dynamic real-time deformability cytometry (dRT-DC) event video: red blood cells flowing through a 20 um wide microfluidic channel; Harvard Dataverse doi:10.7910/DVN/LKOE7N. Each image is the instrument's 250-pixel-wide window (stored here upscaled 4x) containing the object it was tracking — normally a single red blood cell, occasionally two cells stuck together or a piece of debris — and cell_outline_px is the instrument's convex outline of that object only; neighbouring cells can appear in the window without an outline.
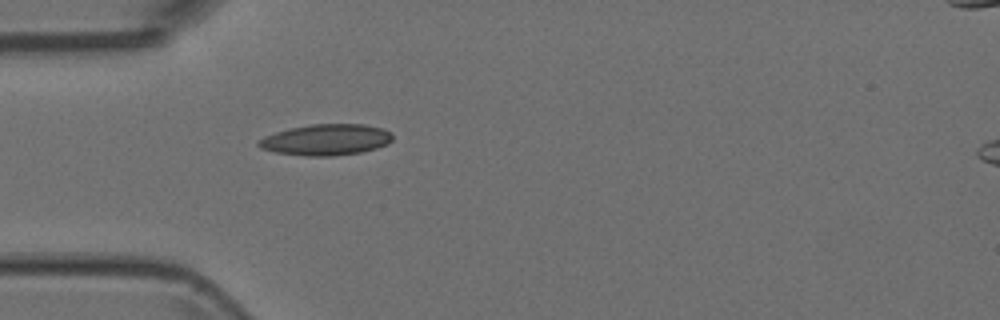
{"species": "Egyptian fruit bat (a non-hibernating species)", "species_latin": "Rousettus aegyptiacus", "temperature_condition": "room temperature", "stored_images_in_passage": 1, "camera_frame_rate_fps": 3000, "um_per_image_px": 0.085, "animal": {"sex": "female"}, "frame": {"image": 1, "passage_image": 1, "time_ms": 0.0, "image_size_px": [1000, 320], "cell_outline_px": [[392, 140], [388, 144], [376, 148], [360, 152], [332, 156], [304, 156], [276, 152], [260, 148], [256, 144], [256, 140], [264, 136], [288, 128], [312, 124], [364, 124], [380, 128], [392, 132]], "centroid_in_image_um": [27.69, 11.87], "position_along_channel_um": 57.3, "area_um2": 24.39}}